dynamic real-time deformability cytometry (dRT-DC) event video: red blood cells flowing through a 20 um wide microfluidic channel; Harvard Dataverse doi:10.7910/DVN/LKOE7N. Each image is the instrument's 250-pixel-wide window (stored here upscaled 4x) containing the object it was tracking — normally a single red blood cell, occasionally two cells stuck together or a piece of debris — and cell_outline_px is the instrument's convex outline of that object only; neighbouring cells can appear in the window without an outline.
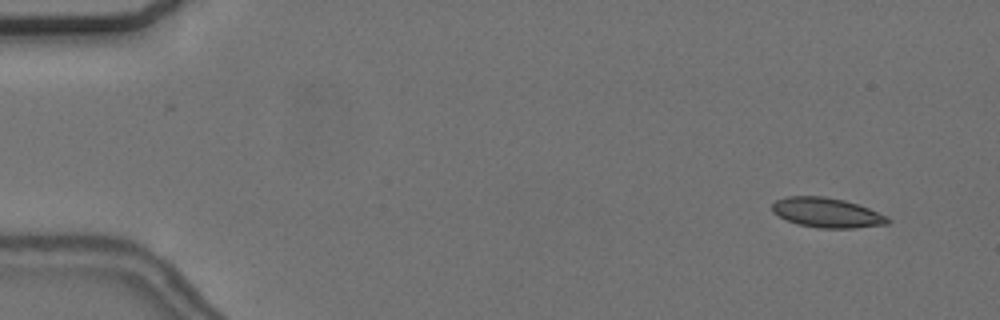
{"species": "common noctule bat (a hibernating species)", "species_latin": "Nyctalus noctula", "temperature_condition": "cold", "stored_images_in_passage": 57, "camera_frame_rate_fps": 3000, "um_per_image_px": 0.085, "animal": {"sex": "female", "body_mass_g": 24.6, "forearm_length_mm": 56.2}, "frame": {"image": 1, "passage_image": 5, "time_ms": 1.333, "image_size_px": [1000, 320], "cell_outline_px": [[892, 220], [888, 224], [856, 228], [820, 228], [800, 224], [788, 220], [772, 212], [772, 204], [776, 200], [788, 196], [824, 196], [844, 200], [868, 208], [888, 216]], "centroid_in_image_um": [70.32, 18.08], "position_along_channel_um": 14.7, "area_um2": 19.94}}
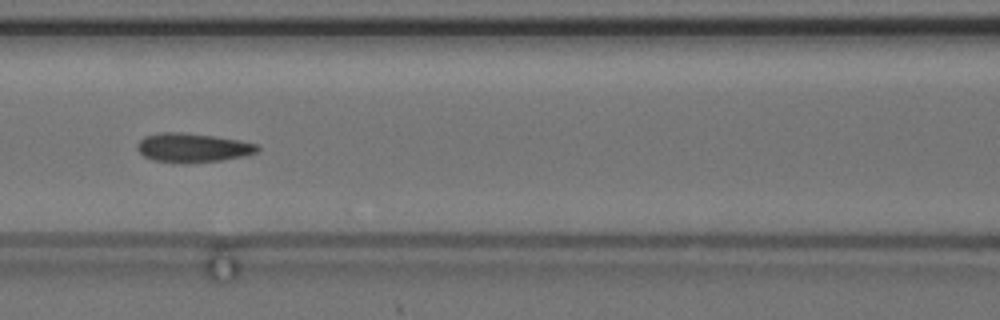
{"frame": {"image": 2, "passage_image": 26, "time_ms": 8.333, "image_size_px": [1000, 320], "cell_outline_px": [[260, 148], [256, 152], [244, 156], [220, 160], [192, 164], [184, 164], [152, 160], [144, 156], [136, 148], [136, 144], [144, 136], [160, 132], [180, 132], [212, 136], [240, 140], [256, 144]], "centroid_in_image_um": [16.34, 12.57], "position_along_channel_um": 150.3, "area_um2": 20.52}}
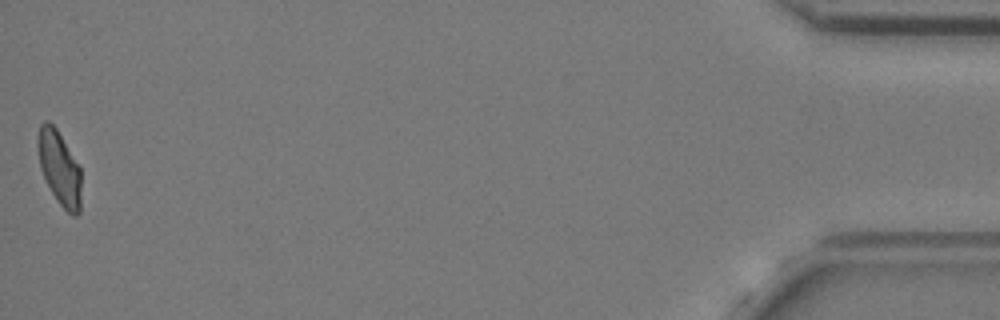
{"frame": {"image": 3, "passage_image": 57, "time_ms": 18.667, "image_size_px": [1000, 320], "cell_outline_px": [[80, 212], [76, 216], [72, 216], [56, 200], [40, 168], [36, 140], [40, 124], [44, 120], [48, 120], [56, 128], [80, 168]], "centroid_in_image_um": [5.02, 14.26], "position_along_channel_um": 430.2, "area_um2": 18.55}, "authors_computed_cell_mechanics": {"area_um2": 19.9988, "velocity_mm_per_s": 3.6473, "shape_relaxation_time_tau1_ms": 6.9156, "shape_relaxation_time_tau2_ms": 1.6121, "deformation_change_tau1": 0.1712, "deformation_change_tau2": 0.0873}}